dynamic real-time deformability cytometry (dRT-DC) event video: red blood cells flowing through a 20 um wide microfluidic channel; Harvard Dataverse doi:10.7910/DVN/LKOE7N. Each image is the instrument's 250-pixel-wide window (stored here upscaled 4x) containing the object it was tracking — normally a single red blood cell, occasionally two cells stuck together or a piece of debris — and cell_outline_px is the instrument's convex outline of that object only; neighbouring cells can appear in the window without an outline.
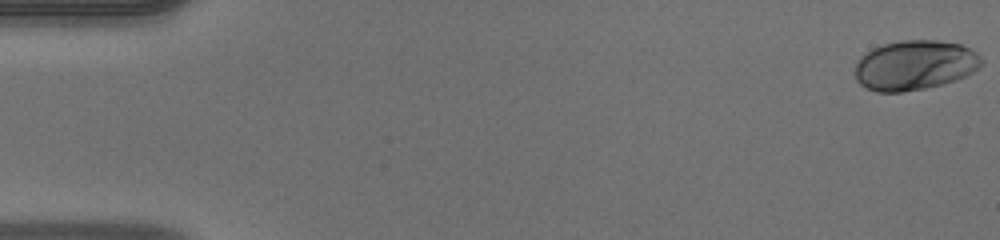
{"species": "human", "species_latin": "Homo sapiens", "temperature_condition": "warm", "stored_images_in_passage": 51, "camera_frame_rate_fps": 3000, "um_per_image_px": 0.085, "donor": {"sex": "male"}, "frame": {"image": 1, "passage_image": 1, "time_ms": 0.0, "image_size_px": [1000, 240], "cell_outline_px": [[984, 60], [972, 72], [956, 80], [944, 84], [924, 88], [900, 92], [876, 92], [860, 84], [856, 80], [856, 64], [860, 56], [872, 48], [884, 44], [900, 40], [936, 40], [960, 44], [976, 52]], "centroid_in_image_um": [77.74, 5.53], "position_along_channel_um": 7.3, "area_um2": 36.59}}
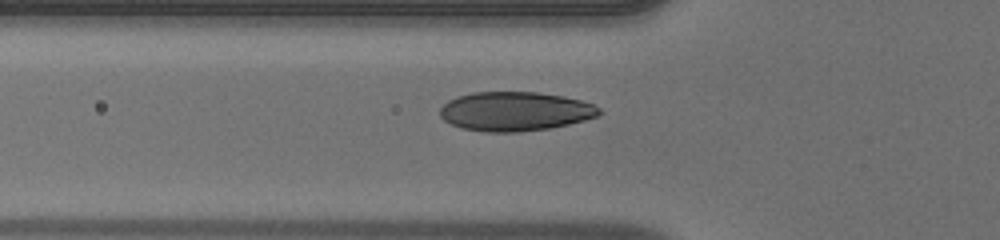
{"frame": {"image": 2, "passage_image": 18, "time_ms": 5.667, "image_size_px": [1000, 240], "cell_outline_px": [[604, 112], [596, 116], [584, 120], [568, 124], [548, 128], [516, 132], [484, 132], [460, 128], [444, 120], [440, 116], [440, 108], [448, 100], [456, 96], [472, 92], [536, 92], [564, 96], [580, 100], [592, 104], [600, 108]], "centroid_in_image_um": [43.76, 9.46], "position_along_channel_um": 82.0, "area_um2": 36.41}}
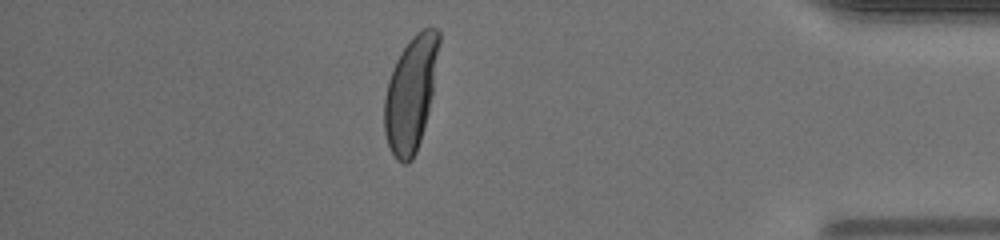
{"frame": {"image": 3, "passage_image": 44, "time_ms": 14.333, "image_size_px": [1000, 240], "cell_outline_px": [[440, 44], [432, 96], [428, 112], [420, 140], [416, 152], [412, 160], [408, 164], [404, 164], [396, 160], [388, 144], [384, 132], [384, 96], [388, 80], [392, 68], [400, 52], [412, 36], [416, 32], [424, 28], [436, 28], [440, 32]], "centroid_in_image_um": [34.91, 7.94], "position_along_channel_um": 400.3, "area_um2": 36.65}, "authors_computed_cell_mechanics": {"area_um2": 36.0094, "velocity_mm_per_s": 4.0965, "shape_relaxation_time_tau1_ms": 3.1919, "shape_relaxation_time_tau2_ms": null, "deformation_change_tau1": 0.19, "deformation_change_tau2": null}}